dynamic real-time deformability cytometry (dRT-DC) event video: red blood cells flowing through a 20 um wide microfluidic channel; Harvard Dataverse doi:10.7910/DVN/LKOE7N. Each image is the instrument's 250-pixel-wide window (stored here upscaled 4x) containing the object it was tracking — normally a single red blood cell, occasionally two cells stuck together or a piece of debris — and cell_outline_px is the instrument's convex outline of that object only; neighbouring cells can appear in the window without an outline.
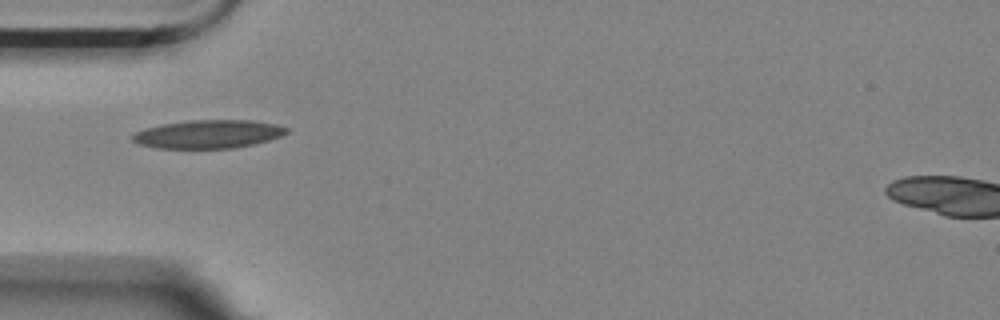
{"species": "Egyptian fruit bat (a non-hibernating species)", "species_latin": "Rousettus aegyptiacus", "temperature_condition": "room temperature", "stored_images_in_passage": 12, "segment_of_instrument_passage": [1, 2], "camera_frame_rate_fps": 3000, "um_per_image_px": 0.085, "animal": {"sex": "female"}, "frame": {"image": 1, "passage_image": 1, "time_ms": 0.0, "image_size_px": [1000, 320], "cell_outline_px": [[288, 132], [280, 136], [268, 140], [252, 144], [232, 148], [156, 148], [140, 144], [132, 140], [132, 136], [136, 132], [144, 128], [160, 124], [188, 120], [252, 120], [276, 124], [288, 128]], "centroid_in_image_um": [17.68, 11.39], "position_along_channel_um": 67.3, "area_um2": 25.37}}
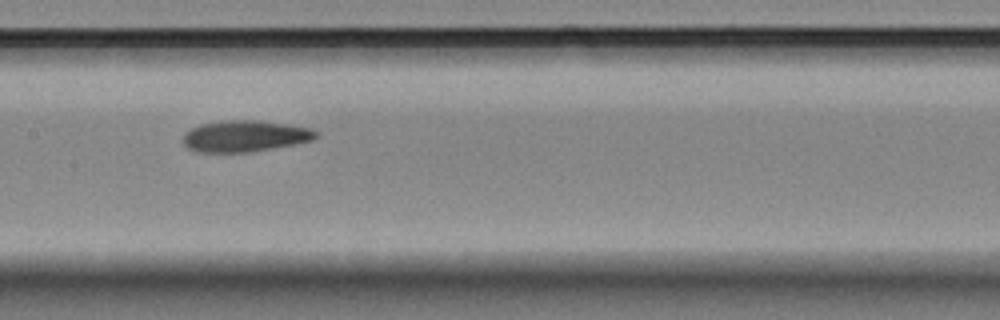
{"frame": {"image": 2, "passage_image": 4, "time_ms": 3.333, "image_size_px": [1000, 320], "cell_outline_px": [[316, 136], [312, 140], [292, 144], [248, 152], [196, 152], [188, 148], [180, 140], [184, 132], [200, 124], [224, 120], [260, 120], [312, 128], [316, 132]], "centroid_in_image_um": [20.74, 11.56], "position_along_channel_um": 186.7, "area_um2": 24.22}}
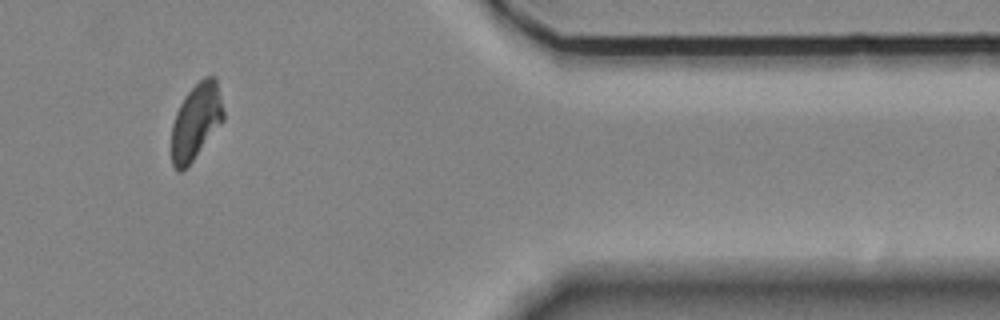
{"frame": {"image": 3, "passage_image": 9, "time_ms": 10.0, "image_size_px": [1000, 320], "cell_outline_px": [[224, 120], [192, 160], [180, 172], [176, 172], [172, 164], [172, 124], [176, 112], [184, 96], [204, 76], [216, 76], [224, 112]], "centroid_in_image_um": [16.66, 10.3], "position_along_channel_um": 394.7, "area_um2": 22.72}}